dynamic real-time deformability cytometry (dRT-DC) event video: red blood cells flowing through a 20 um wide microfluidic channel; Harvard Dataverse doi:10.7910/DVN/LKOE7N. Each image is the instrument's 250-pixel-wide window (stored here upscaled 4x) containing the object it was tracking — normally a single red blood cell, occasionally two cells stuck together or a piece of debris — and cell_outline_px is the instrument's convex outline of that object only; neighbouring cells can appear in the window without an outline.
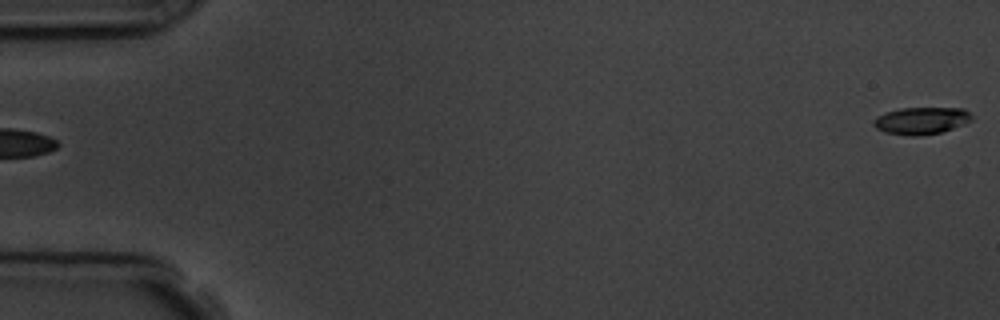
{"species": "common noctule bat (a hibernating species)", "species_latin": "Nyctalus noctula", "temperature_condition": "room temperature", "stored_images_in_passage": 6, "segment_of_instrument_passage": [2, 2], "camera_frame_rate_fps": 3000, "um_per_image_px": 0.085, "animal": {"sex": "male", "body_mass_g": 19.5, "forearm_length_mm": 54.6}, "frame": {"image": 1, "passage_image": 6, "time_ms": 5.667, "image_size_px": [1000, 320], "cell_outline_px": [[972, 120], [964, 124], [940, 132], [920, 136], [912, 136], [884, 132], [876, 128], [872, 124], [872, 120], [876, 116], [884, 112], [900, 108], [964, 108], [972, 116]], "centroid_in_image_um": [78.26, 10.25], "position_along_channel_um": 6.7, "area_um2": 15.61}}